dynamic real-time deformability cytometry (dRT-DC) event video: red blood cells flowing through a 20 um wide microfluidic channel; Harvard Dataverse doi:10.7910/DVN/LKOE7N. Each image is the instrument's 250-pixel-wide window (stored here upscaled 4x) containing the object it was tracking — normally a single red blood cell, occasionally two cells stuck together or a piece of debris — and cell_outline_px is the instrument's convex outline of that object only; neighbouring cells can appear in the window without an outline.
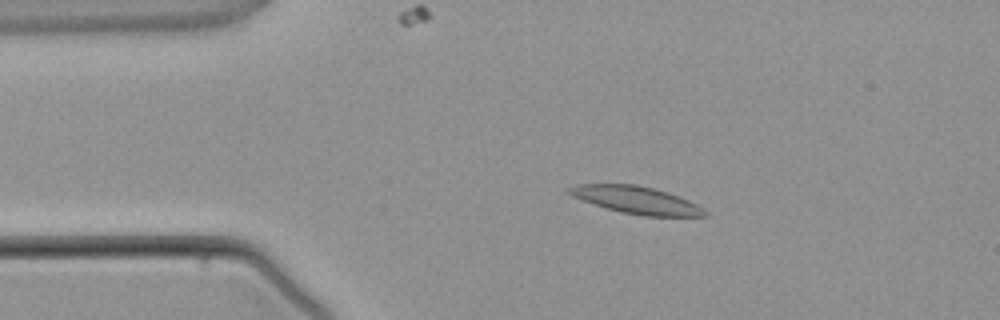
{"species": "common noctule bat (a hibernating species)", "species_latin": "Nyctalus noctula", "temperature_condition": "warm", "stored_images_in_passage": 3, "camera_frame_rate_fps": 3000, "um_per_image_px": 0.085, "animal": {"sex": "male", "body_mass_g": 21.5, "forearm_length_mm": 52.0}, "frame": {"image": 1, "passage_image": 2, "time_ms": 1.333, "image_size_px": [1000, 320], "cell_outline_px": [[712, 216], [644, 216], [620, 212], [572, 196], [564, 192], [564, 188], [576, 184], [636, 184], [668, 192], [680, 196], [696, 204], [708, 212]], "centroid_in_image_um": [54.08, 16.99], "position_along_channel_um": 30.9, "area_um2": 21.68}}